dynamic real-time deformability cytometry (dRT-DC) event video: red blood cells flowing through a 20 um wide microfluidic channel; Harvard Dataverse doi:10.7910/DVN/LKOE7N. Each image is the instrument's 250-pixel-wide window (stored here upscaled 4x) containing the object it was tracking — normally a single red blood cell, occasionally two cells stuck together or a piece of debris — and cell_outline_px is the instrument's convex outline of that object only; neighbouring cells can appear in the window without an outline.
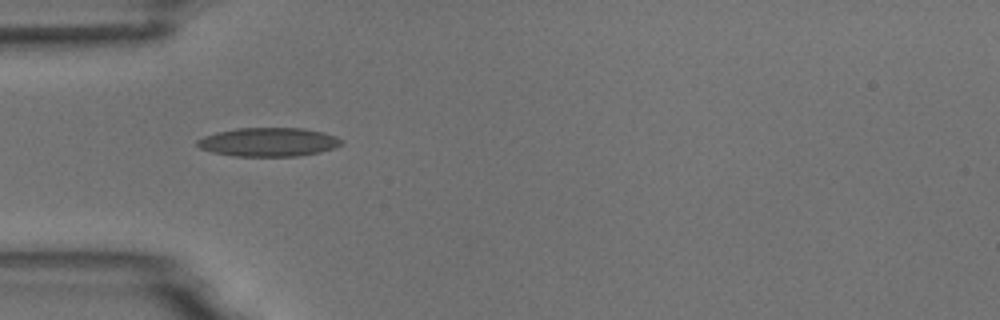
{"species": "common noctule bat (a hibernating species)", "species_latin": "Nyctalus noctula", "temperature_condition": "room temperature", "stored_images_in_passage": 8, "camera_frame_rate_fps": 3000, "um_per_image_px": 0.085, "animal": {"sex": "male", "body_mass_g": 18.8}, "frame": {"image": 1, "passage_image": 4, "time_ms": 3.333, "image_size_px": [1000, 320], "cell_outline_px": [[344, 140], [336, 148], [320, 152], [300, 156], [236, 156], [212, 152], [200, 148], [196, 144], [196, 140], [204, 136], [216, 132], [236, 128], [304, 128], [324, 132], [336, 136]], "centroid_in_image_um": [22.84, 12.07], "position_along_channel_um": 62.2, "area_um2": 24.33}}